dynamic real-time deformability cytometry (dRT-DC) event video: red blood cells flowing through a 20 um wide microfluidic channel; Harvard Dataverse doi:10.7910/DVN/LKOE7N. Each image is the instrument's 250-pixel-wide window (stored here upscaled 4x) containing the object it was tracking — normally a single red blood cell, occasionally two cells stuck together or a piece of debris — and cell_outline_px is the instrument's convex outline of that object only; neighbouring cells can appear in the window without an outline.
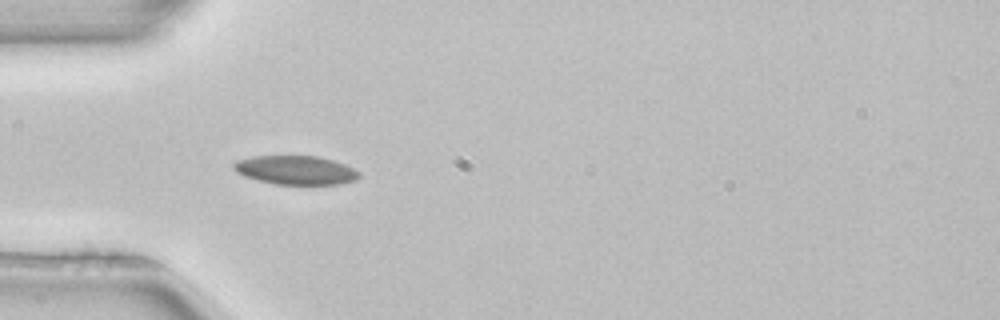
{"species": "common noctule bat (a hibernating species)", "species_latin": "Nyctalus noctula", "temperature_condition": "room temperature", "stored_images_in_passage": 43, "camera_frame_rate_fps": 3000, "um_per_image_px": 0.085, "animal": {"sex": "female", "body_mass_g": 22.7, "forearm_length_mm": 54.2}, "frame": {"image": 1, "passage_image": 7, "time_ms": 2.0, "image_size_px": [1000, 320], "cell_outline_px": [[360, 176], [356, 180], [340, 184], [276, 184], [244, 176], [236, 172], [232, 168], [232, 164], [236, 160], [252, 156], [316, 156], [332, 160], [344, 164], [360, 172]], "centroid_in_image_um": [25.11, 14.45], "position_along_channel_um": 59.9, "area_um2": 21.04}, "authors_computed_cell_mechanics": {"area_um2": 20.4034, "velocity_mm_per_s": 3.9595, "shape_relaxation_time_tau1_ms": 7.3334, "shape_relaxation_time_tau2_ms": null, "deformation_change_tau1": 0.1645, "deformation_change_tau2": null}}